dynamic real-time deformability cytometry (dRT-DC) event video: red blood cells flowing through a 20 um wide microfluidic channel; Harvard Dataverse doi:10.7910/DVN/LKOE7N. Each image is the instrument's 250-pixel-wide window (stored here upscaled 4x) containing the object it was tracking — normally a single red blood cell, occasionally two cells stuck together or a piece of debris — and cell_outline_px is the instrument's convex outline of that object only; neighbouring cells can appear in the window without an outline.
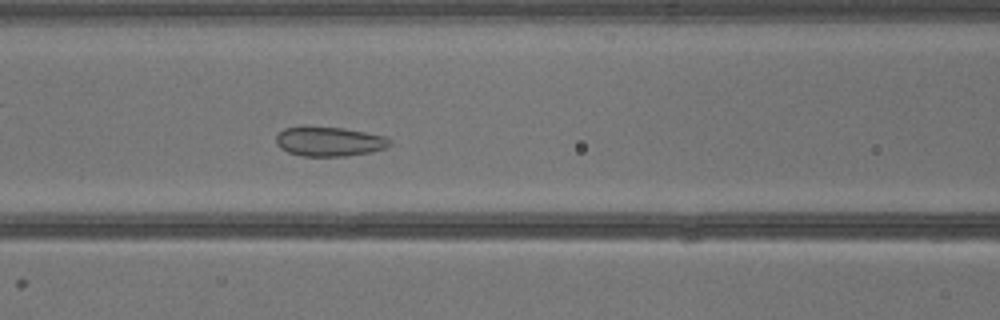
{"species": "common noctule bat (a hibernating species)", "species_latin": "Nyctalus noctula", "temperature_condition": "warm", "stored_images_in_passage": 41, "camera_frame_rate_fps": 3000, "um_per_image_px": 0.085, "animal": {"sex": "male", "body_mass_g": 13.3}, "frame": {"image": 1, "passage_image": 18, "time_ms": 5.667, "image_size_px": [1000, 320], "cell_outline_px": [[392, 144], [384, 148], [368, 152], [348, 156], [304, 156], [288, 152], [280, 148], [276, 144], [276, 136], [284, 128], [344, 128], [384, 136], [392, 140]], "centroid_in_image_um": [28.0, 12.05], "position_along_channel_um": 138.6, "area_um2": 19.07}}
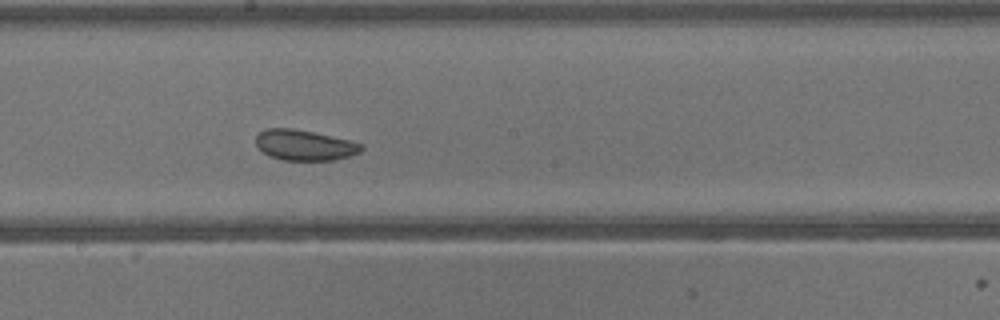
{"frame": {"image": 2, "passage_image": 23, "time_ms": 7.333, "image_size_px": [1000, 320], "cell_outline_px": [[364, 148], [360, 152], [348, 156], [332, 160], [284, 160], [268, 156], [256, 144], [256, 136], [264, 128], [292, 128], [352, 140], [364, 144]], "centroid_in_image_um": [25.9, 12.33], "position_along_channel_um": 222.3, "area_um2": 18.79}}
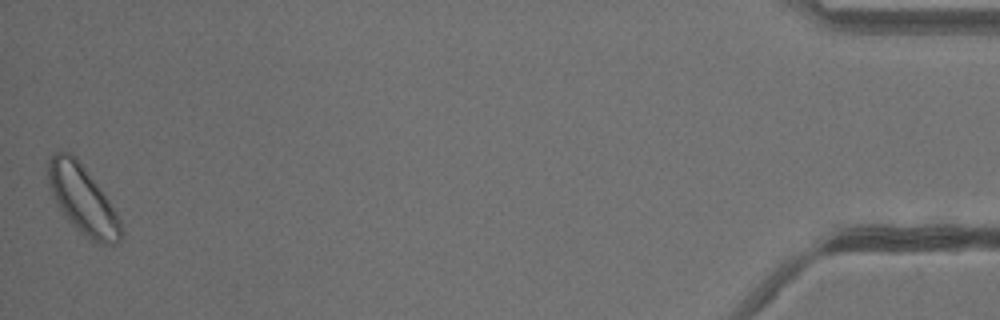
{"frame": {"image": 3, "passage_image": 41, "time_ms": 13.333, "image_size_px": [1000, 320], "cell_outline_px": [[124, 236], [120, 244], [100, 244], [84, 236], [64, 216], [56, 204], [52, 196], [48, 184], [48, 160], [52, 152], [72, 152], [76, 156], [108, 200], [116, 212], [120, 220], [124, 232]], "centroid_in_image_um": [7.03, 16.99], "position_along_channel_um": 428.2, "area_um2": 29.25}}